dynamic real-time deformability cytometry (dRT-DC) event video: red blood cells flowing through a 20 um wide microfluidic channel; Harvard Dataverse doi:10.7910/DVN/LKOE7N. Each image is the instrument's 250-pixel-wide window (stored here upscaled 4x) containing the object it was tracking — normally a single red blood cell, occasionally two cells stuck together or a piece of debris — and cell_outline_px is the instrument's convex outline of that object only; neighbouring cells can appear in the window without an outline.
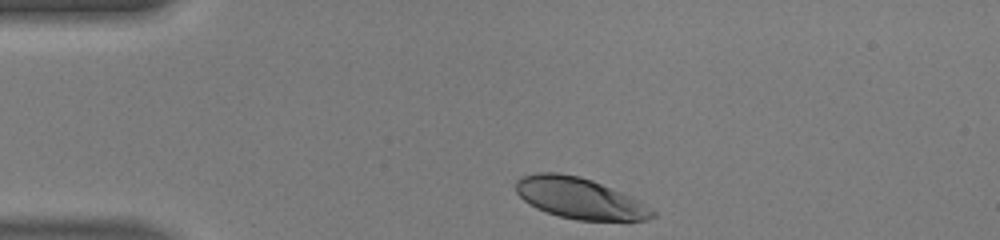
{"species": "human", "species_latin": "Homo sapiens", "temperature_condition": "warm", "stored_images_in_passage": 31, "camera_frame_rate_fps": 3000, "um_per_image_px": 0.085, "donor": {"sex": "male"}, "frame": {"image": 1, "passage_image": 1, "time_ms": 0.0, "image_size_px": [1000, 240], "cell_outline_px": [[656, 216], [648, 220], [576, 220], [560, 216], [536, 208], [528, 204], [516, 192], [516, 180], [520, 176], [536, 172], [556, 172], [580, 176], [592, 180], [620, 192], [636, 200], [656, 212]], "centroid_in_image_um": [49.21, 16.84], "position_along_channel_um": 35.8, "area_um2": 32.31}}
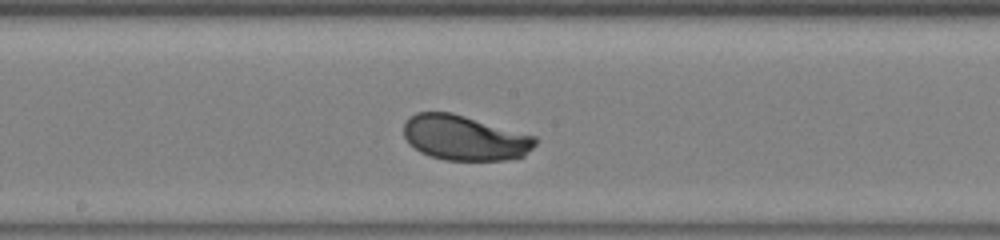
{"frame": {"image": 2, "passage_image": 17, "time_ms": 5.333, "image_size_px": [1000, 240], "cell_outline_px": [[536, 144], [524, 156], [504, 160], [444, 160], [420, 152], [408, 144], [404, 136], [404, 124], [416, 112], [452, 112], [536, 136]], "centroid_in_image_um": [39.49, 11.72], "position_along_channel_um": 208.7, "area_um2": 34.51}}
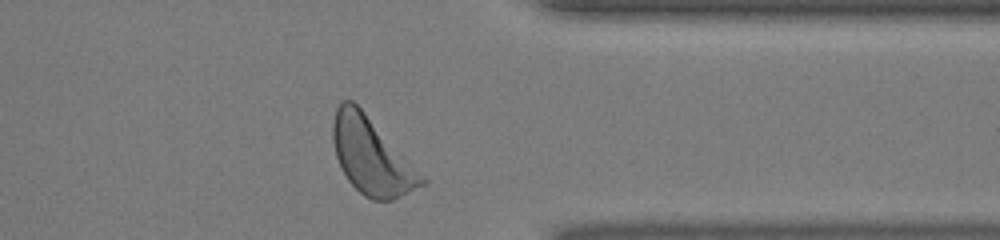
{"frame": {"image": 3, "passage_image": 30, "time_ms": 9.667, "image_size_px": [1000, 240], "cell_outline_px": [[428, 184], [392, 200], [372, 200], [364, 196], [348, 180], [336, 156], [332, 140], [332, 120], [336, 108], [344, 100], [352, 100], [364, 112], [428, 180]], "centroid_in_image_um": [31.58, 13.3], "position_along_channel_um": 379.8, "area_um2": 39.07}, "authors_computed_cell_mechanics": {"area_um2": 34.68, "velocity_mm_per_s": 4.1129, "shape_relaxation_time_tau1_ms": 0.9146, "shape_relaxation_time_tau2_ms": null, "deformation_change_tau1": 0.0955, "deformation_change_tau2": null}}